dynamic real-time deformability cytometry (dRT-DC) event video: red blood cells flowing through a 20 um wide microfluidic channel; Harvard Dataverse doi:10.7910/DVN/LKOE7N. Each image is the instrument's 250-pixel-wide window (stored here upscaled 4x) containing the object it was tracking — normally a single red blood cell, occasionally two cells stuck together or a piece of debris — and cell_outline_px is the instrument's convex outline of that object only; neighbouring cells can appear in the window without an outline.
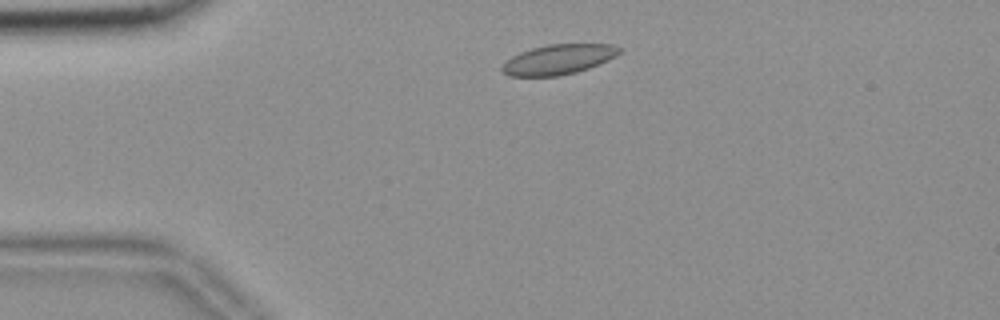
{"species": "common noctule bat (a hibernating species)", "species_latin": "Nyctalus noctula", "temperature_condition": "room temperature", "stored_images_in_passage": 48, "camera_frame_rate_fps": 3000, "um_per_image_px": 0.085, "animal": {"sex": "female", "body_mass_g": 18.4}, "frame": {"image": 1, "passage_image": 5, "time_ms": 1.333, "image_size_px": [1000, 320], "cell_outline_px": [[624, 48], [616, 56], [608, 60], [588, 68], [576, 72], [556, 76], [508, 76], [500, 72], [500, 68], [512, 56], [520, 52], [532, 48], [548, 44], [612, 44]], "centroid_in_image_um": [47.47, 5.05], "position_along_channel_um": 37.5, "area_um2": 20.52}}
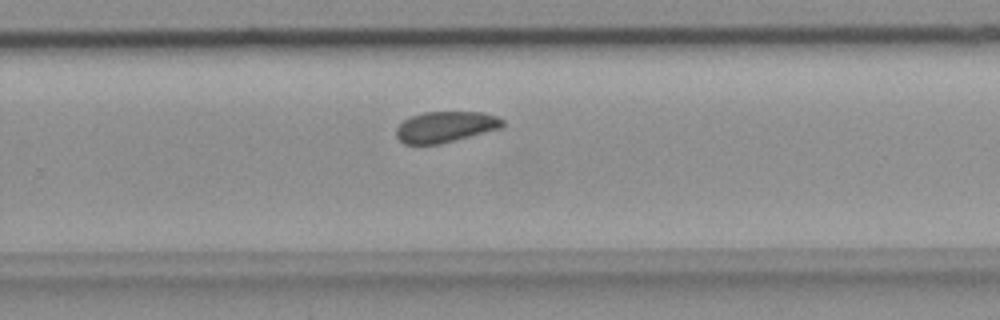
{"frame": {"image": 2, "passage_image": 29, "time_ms": 9.333, "image_size_px": [1000, 320], "cell_outline_px": [[504, 124], [500, 128], [440, 144], [404, 144], [396, 136], [396, 128], [404, 120], [412, 116], [424, 112], [484, 112], [496, 116], [504, 120]], "centroid_in_image_um": [37.85, 10.78], "position_along_channel_um": 291.9, "area_um2": 19.02}}
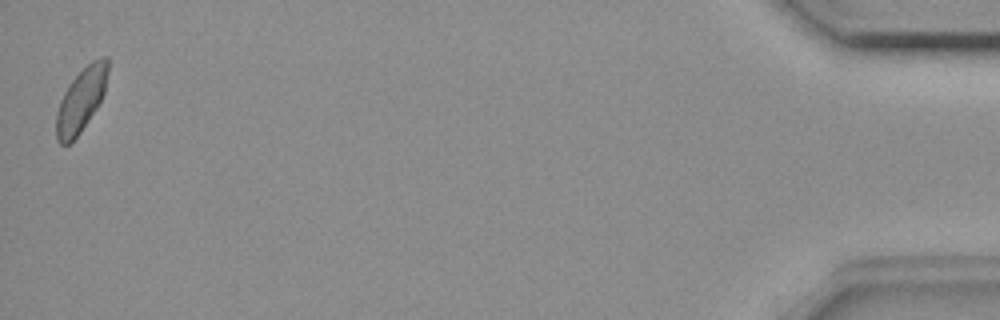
{"frame": {"image": 3, "passage_image": 48, "time_ms": 15.667, "image_size_px": [1000, 320], "cell_outline_px": [[108, 72], [104, 92], [96, 108], [80, 132], [68, 144], [60, 144], [56, 140], [56, 112], [60, 100], [68, 84], [92, 60], [100, 56], [108, 56]], "centroid_in_image_um": [6.88, 8.47], "position_along_channel_um": 428.3, "area_um2": 18.96}, "authors_computed_cell_mechanics": {"area_um2": 19.8832, "velocity_mm_per_s": 3.6145, "shape_relaxation_time_tau1_ms": 5.9858, "shape_relaxation_time_tau2_ms": 3.0799, "deformation_change_tau1": 0.067, "deformation_change_tau2": 0.0671}}